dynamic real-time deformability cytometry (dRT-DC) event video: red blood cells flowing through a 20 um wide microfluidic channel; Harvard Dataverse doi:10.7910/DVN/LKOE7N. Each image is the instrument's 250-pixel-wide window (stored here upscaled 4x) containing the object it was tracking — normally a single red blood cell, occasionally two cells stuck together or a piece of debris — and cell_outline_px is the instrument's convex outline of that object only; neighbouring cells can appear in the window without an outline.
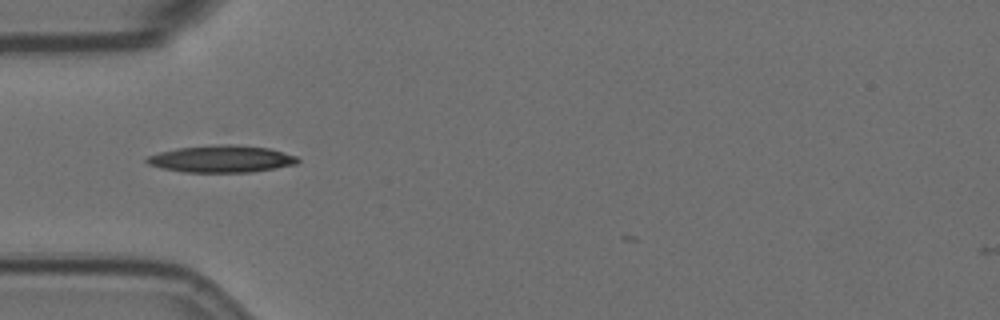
{"species": "Egyptian fruit bat (a non-hibernating species)", "species_latin": "Rousettus aegyptiacus", "temperature_condition": "room temperature", "stored_images_in_passage": 29, "camera_frame_rate_fps": 3000, "um_per_image_px": 0.085, "animal": {"sex": "female"}, "frame": {"image": 1, "passage_image": 1, "time_ms": 0.0, "image_size_px": [1000, 320], "cell_outline_px": [[300, 160], [296, 164], [276, 168], [252, 172], [184, 172], [164, 168], [148, 164], [144, 160], [148, 156], [160, 152], [176, 148], [220, 144], [236, 144], [268, 148], [296, 156]], "centroid_in_image_um": [18.83, 13.5], "position_along_channel_um": 66.2, "area_um2": 23.7}}
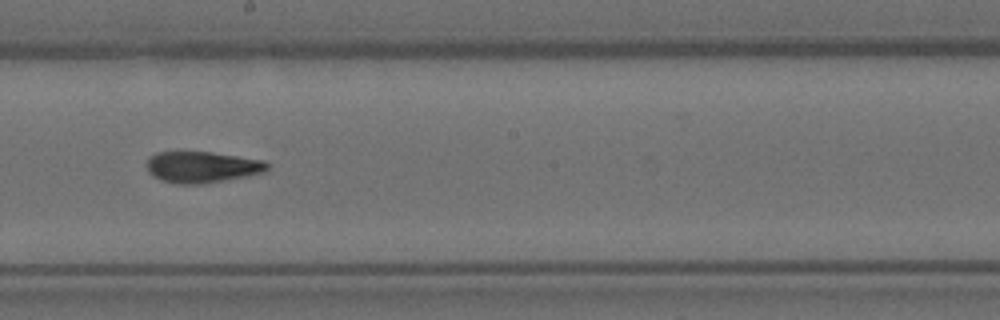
{"frame": {"image": 2, "passage_image": 15, "time_ms": 4.667, "image_size_px": [1000, 320], "cell_outline_px": [[268, 168], [264, 172], [248, 176], [204, 184], [176, 184], [160, 180], [152, 176], [148, 172], [144, 164], [148, 156], [156, 152], [212, 152], [264, 160], [268, 164]], "centroid_in_image_um": [17.11, 14.2], "position_along_channel_um": 231.1, "area_um2": 22.37}}
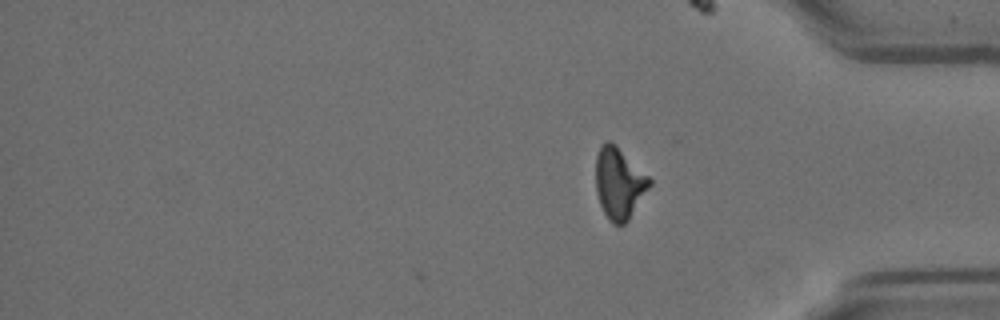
{"frame": {"image": 3, "passage_image": 29, "time_ms": 9.333, "image_size_px": [1000, 320], "cell_outline_px": [[652, 184], [628, 220], [624, 224], [612, 224], [608, 220], [600, 204], [596, 192], [596, 156], [600, 148], [608, 140], [648, 176], [652, 180]], "centroid_in_image_um": [52.61, 15.64], "position_along_channel_um": 382.6, "area_um2": 21.73}, "authors_computed_cell_mechanics": {"area_um2": 22.3686, "velocity_mm_per_s": 3.5164, "shape_relaxation_time_tau1_ms": 5.0618, "shape_relaxation_time_tau2_ms": 2.9759, "deformation_change_tau1": 0.1993, "deformation_change_tau2": 0.1159}}